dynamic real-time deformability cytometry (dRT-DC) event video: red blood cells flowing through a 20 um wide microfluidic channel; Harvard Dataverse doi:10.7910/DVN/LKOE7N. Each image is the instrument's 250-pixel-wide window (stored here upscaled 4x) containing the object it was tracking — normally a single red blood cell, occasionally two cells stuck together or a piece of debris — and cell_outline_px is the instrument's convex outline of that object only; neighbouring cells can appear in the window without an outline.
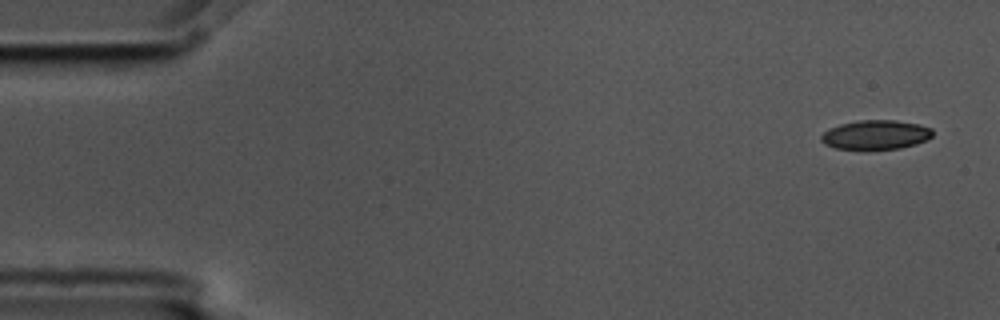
{"species": "common noctule bat (a hibernating species)", "species_latin": "Nyctalus noctula", "temperature_condition": "cold", "stored_images_in_passage": 4, "camera_frame_rate_fps": 3000, "um_per_image_px": 0.085, "animal": {"sex": "male", "body_mass_g": 17.5, "forearm_length_mm": 52.3}, "frame": {"image": 1, "passage_image": 1, "time_ms": 0.0, "image_size_px": [1000, 320], "cell_outline_px": [[932, 136], [928, 140], [916, 144], [900, 148], [864, 152], [860, 152], [836, 148], [824, 144], [820, 140], [820, 136], [828, 128], [840, 124], [860, 120], [896, 120], [920, 124], [932, 128]], "centroid_in_image_um": [74.41, 11.5], "position_along_channel_um": 10.6, "area_um2": 19.88}}